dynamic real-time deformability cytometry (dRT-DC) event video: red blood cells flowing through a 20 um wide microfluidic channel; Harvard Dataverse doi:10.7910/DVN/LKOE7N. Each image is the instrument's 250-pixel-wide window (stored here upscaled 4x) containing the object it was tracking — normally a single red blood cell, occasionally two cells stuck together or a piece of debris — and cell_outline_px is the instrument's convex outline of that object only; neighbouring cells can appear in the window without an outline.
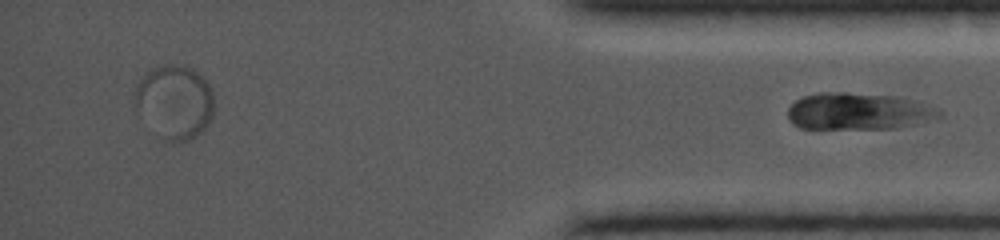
{"species": "common noctule bat (a hibernating species)", "species_latin": "Nyctalus noctula", "temperature_condition": "cold", "stored_images_in_passage": 56, "segment_of_instrument_passage": [2, 2], "camera_frame_rate_fps": 5000, "um_per_image_px": 0.085, "animal": {"sex": "female", "body_mass_g": 19.0, "forearm_length_mm": 56.7}, "frame": {"image": 1, "passage_image": 56, "time_ms": 10.2, "image_size_px": [1000, 240], "cell_outline_px": [[940, 116], [928, 120], [896, 128], [800, 128], [788, 120], [788, 108], [796, 100], [804, 96], [820, 92], [844, 92], [900, 96], [928, 104], [940, 108]], "centroid_in_image_um": [72.96, 9.44], "position_along_channel_um": 362.2, "area_um2": 32.48}}